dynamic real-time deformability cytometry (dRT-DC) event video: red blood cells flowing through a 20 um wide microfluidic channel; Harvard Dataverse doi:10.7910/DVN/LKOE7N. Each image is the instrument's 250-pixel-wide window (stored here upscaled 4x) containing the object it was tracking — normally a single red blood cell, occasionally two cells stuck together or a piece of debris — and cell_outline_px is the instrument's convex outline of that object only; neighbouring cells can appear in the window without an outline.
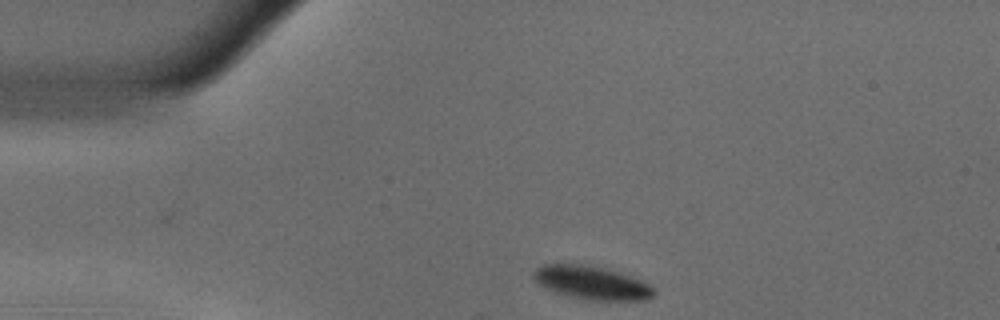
{"species": "common noctule bat (a hibernating species)", "species_latin": "Nyctalus noctula", "temperature_condition": "warm", "stored_images_in_passage": 40, "camera_frame_rate_fps": 3000, "um_per_image_px": 0.085, "animal": {"sex": "male", "body_mass_g": 18.8}, "frame": {"image": 1, "passage_image": 1, "time_ms": 0.0, "image_size_px": [1000, 320], "cell_outline_px": [[656, 292], [652, 296], [644, 300], [584, 300], [552, 292], [544, 288], [532, 276], [532, 272], [536, 268], [544, 264], [584, 264], [604, 268], [620, 272], [640, 280], [648, 284]], "centroid_in_image_um": [50.25, 24.03], "position_along_channel_um": 34.8, "area_um2": 23.47}}
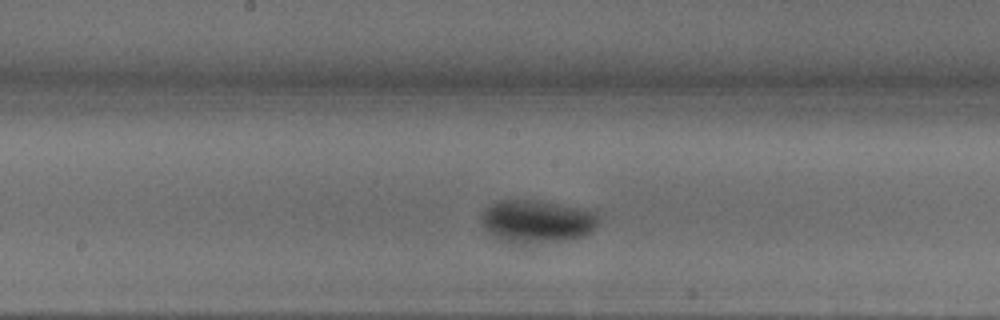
{"frame": {"image": 2, "passage_image": 18, "time_ms": 5.667, "image_size_px": [1000, 320], "cell_outline_px": [[600, 220], [596, 228], [592, 232], [576, 240], [524, 244], [504, 244], [492, 236], [484, 228], [480, 220], [480, 216], [484, 208], [500, 200], [540, 200], [600, 212]], "centroid_in_image_um": [45.66, 18.85], "position_along_channel_um": 202.5, "area_um2": 30.46}}
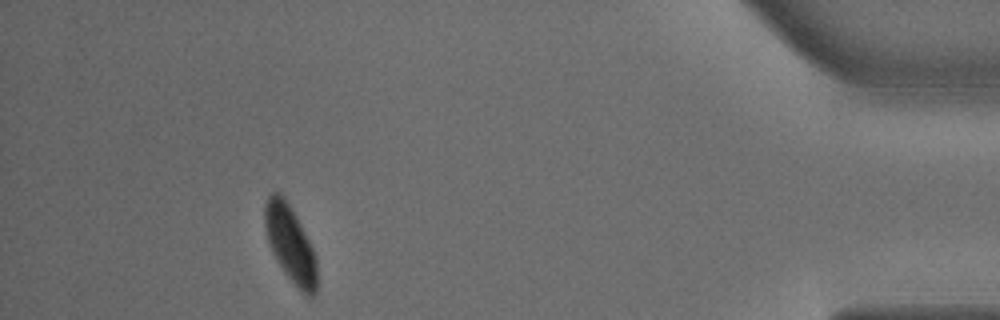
{"frame": {"image": 3, "passage_image": 40, "time_ms": 13.0, "image_size_px": [1000, 320], "cell_outline_px": [[316, 292], [312, 296], [304, 296], [296, 288], [284, 272], [272, 252], [268, 244], [264, 224], [264, 204], [268, 196], [272, 192], [280, 192], [284, 196], [296, 216], [312, 248], [316, 260]], "centroid_in_image_um": [24.65, 20.73], "position_along_channel_um": 410.6, "area_um2": 23.29}, "authors_computed_cell_mechanics": {"area_um2": 27.1949, "velocity_mm_per_s": 3.6239, "shape_relaxation_time_tau1_ms": 4.0817, "shape_relaxation_time_tau2_ms": null, "deformation_change_tau1": 0.1241, "deformation_change_tau2": null}}